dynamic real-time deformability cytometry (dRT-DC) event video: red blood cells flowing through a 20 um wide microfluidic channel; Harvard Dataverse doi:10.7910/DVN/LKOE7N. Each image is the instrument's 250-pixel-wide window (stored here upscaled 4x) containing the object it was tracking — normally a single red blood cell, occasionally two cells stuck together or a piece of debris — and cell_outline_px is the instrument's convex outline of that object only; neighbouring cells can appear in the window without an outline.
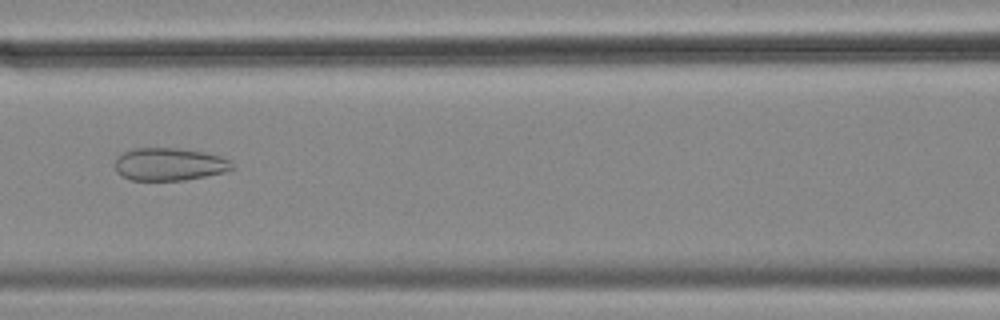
{"species": "common noctule bat (a hibernating species)", "species_latin": "Nyctalus noctula", "temperature_condition": "cold", "stored_images_in_passage": 55, "camera_frame_rate_fps": 3000, "um_per_image_px": 0.085, "animal": {"sex": "female", "body_mass_g": 18.4}, "frame": {"image": 1, "passage_image": 24, "time_ms": 7.667, "image_size_px": [1000, 320], "cell_outline_px": [[232, 168], [224, 172], [184, 180], [132, 180], [120, 176], [116, 172], [116, 156], [132, 148], [176, 148], [204, 152], [220, 156], [228, 160], [232, 164]], "centroid_in_image_um": [14.34, 13.96], "position_along_channel_um": 152.3, "area_um2": 22.2}}
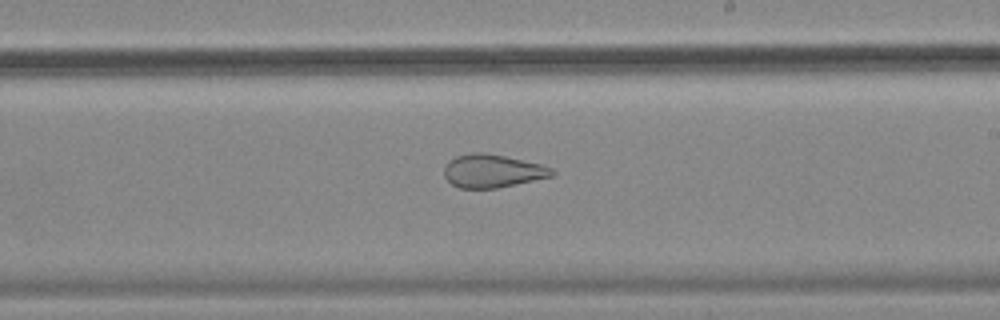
{"frame": {"image": 2, "passage_image": 32, "time_ms": 10.333, "image_size_px": [1000, 320], "cell_outline_px": [[556, 172], [552, 176], [496, 188], [460, 188], [452, 184], [444, 176], [444, 168], [448, 160], [456, 156], [472, 152], [484, 152], [504, 156], [540, 164], [552, 168]], "centroid_in_image_um": [41.83, 14.52], "position_along_channel_um": 247.2, "area_um2": 20.69}}
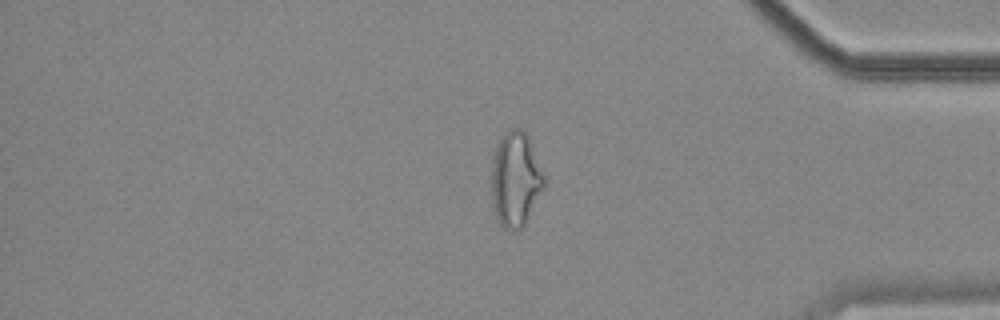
{"frame": {"image": 3, "passage_image": 46, "time_ms": 15.0, "image_size_px": [1000, 320], "cell_outline_px": [[544, 188], [520, 232], [504, 228], [500, 224], [496, 216], [492, 200], [492, 164], [496, 144], [500, 136], [512, 128], [520, 128], [528, 136], [544, 172]], "centroid_in_image_um": [43.82, 15.24], "position_along_channel_um": 391.4, "area_um2": 29.13}, "authors_computed_cell_mechanics": {"area_um2": 29.1312, "velocity_mm_per_s": 3.5818, "shape_relaxation_time_tau1_ms": null, "shape_relaxation_time_tau2_ms": 1.4739, "deformation_change_tau1": null, "deformation_change_tau2": 0.0874}}